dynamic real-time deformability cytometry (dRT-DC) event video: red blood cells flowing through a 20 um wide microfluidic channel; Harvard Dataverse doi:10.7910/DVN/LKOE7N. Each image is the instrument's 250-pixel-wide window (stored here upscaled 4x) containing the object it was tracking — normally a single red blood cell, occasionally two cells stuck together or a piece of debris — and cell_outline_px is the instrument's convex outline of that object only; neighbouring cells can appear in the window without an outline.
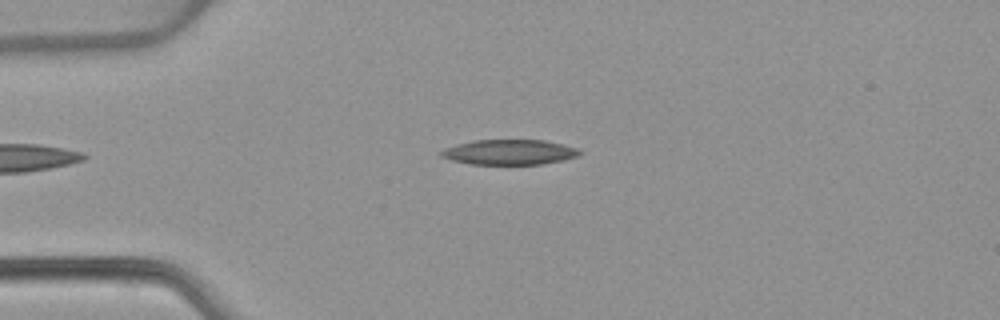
{"species": "common noctule bat (a hibernating species)", "species_latin": "Nyctalus noctula", "temperature_condition": "warm", "stored_images_in_passage": 41, "camera_frame_rate_fps": 3000, "um_per_image_px": 0.085, "animal": {"sex": "female", "body_mass_g": 22.7, "forearm_length_mm": 54.2}, "frame": {"image": 1, "passage_image": 1, "time_ms": 0.0, "image_size_px": [1000, 320], "cell_outline_px": [[580, 152], [576, 156], [564, 160], [540, 164], [472, 164], [452, 160], [440, 156], [440, 152], [444, 148], [456, 144], [472, 140], [544, 140], [580, 148]], "centroid_in_image_um": [43.28, 12.92], "position_along_channel_um": 41.7, "area_um2": 20.23}}
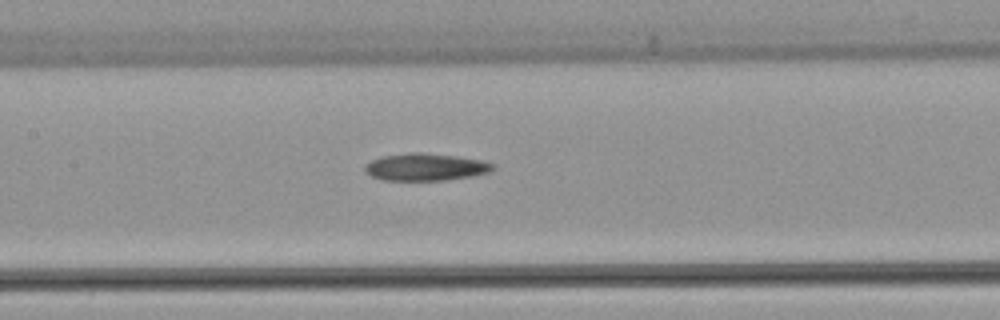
{"frame": {"image": 2, "passage_image": 13, "time_ms": 4.0, "image_size_px": [1000, 320], "cell_outline_px": [[496, 168], [488, 172], [472, 176], [444, 180], [384, 180], [372, 176], [364, 172], [364, 164], [372, 160], [384, 156], [408, 152], [420, 152], [456, 156], [480, 160], [496, 164]], "centroid_in_image_um": [36.16, 14.19], "position_along_channel_um": 171.2, "area_um2": 20.35}}
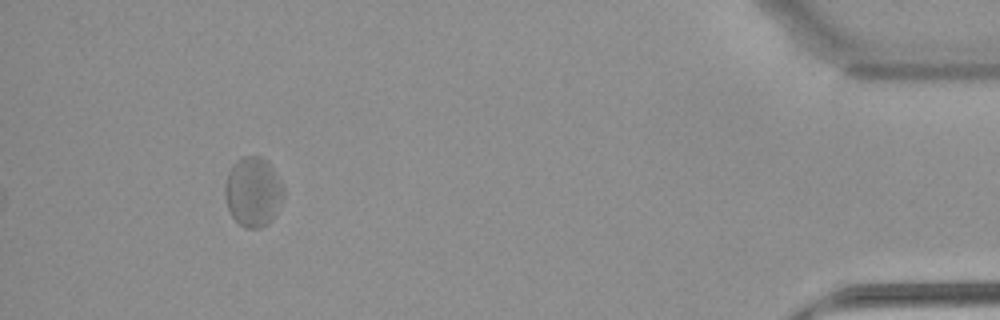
{"frame": {"image": 3, "passage_image": 37, "time_ms": 12.0, "image_size_px": [1000, 320], "cell_outline_px": [[284, 200], [272, 220], [268, 224], [260, 228], [244, 228], [232, 216], [228, 208], [224, 196], [224, 184], [228, 172], [232, 164], [236, 160], [244, 156], [260, 156], [268, 160], [276, 172], [284, 188]], "centroid_in_image_um": [21.52, 16.3], "position_along_channel_um": 413.7, "area_um2": 24.28}, "authors_computed_cell_mechanics": {"area_um2": 21.3282, "velocity_mm_per_s": 3.855, "shape_relaxation_time_tau1_ms": null, "shape_relaxation_time_tau2_ms": 3.9144, "deformation_change_tau1": null, "deformation_change_tau2": 0.1122}}